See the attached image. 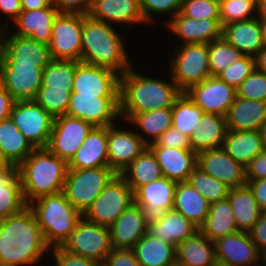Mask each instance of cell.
<instances>
[{
  "instance_id": "obj_6",
  "label": "cell",
  "mask_w": 266,
  "mask_h": 266,
  "mask_svg": "<svg viewBox=\"0 0 266 266\" xmlns=\"http://www.w3.org/2000/svg\"><path fill=\"white\" fill-rule=\"evenodd\" d=\"M117 175L109 166L94 169H68L63 193L83 216L108 183Z\"/></svg>"
},
{
  "instance_id": "obj_47",
  "label": "cell",
  "mask_w": 266,
  "mask_h": 266,
  "mask_svg": "<svg viewBox=\"0 0 266 266\" xmlns=\"http://www.w3.org/2000/svg\"><path fill=\"white\" fill-rule=\"evenodd\" d=\"M219 11L222 27L226 24L249 20L254 18V16L250 17L253 11L257 12V0H221Z\"/></svg>"
},
{
  "instance_id": "obj_35",
  "label": "cell",
  "mask_w": 266,
  "mask_h": 266,
  "mask_svg": "<svg viewBox=\"0 0 266 266\" xmlns=\"http://www.w3.org/2000/svg\"><path fill=\"white\" fill-rule=\"evenodd\" d=\"M222 148L244 167L264 150L259 131L228 130Z\"/></svg>"
},
{
  "instance_id": "obj_25",
  "label": "cell",
  "mask_w": 266,
  "mask_h": 266,
  "mask_svg": "<svg viewBox=\"0 0 266 266\" xmlns=\"http://www.w3.org/2000/svg\"><path fill=\"white\" fill-rule=\"evenodd\" d=\"M58 14L53 2L45 8L22 11L13 20L18 26L14 34L30 37L34 41L49 45L52 27Z\"/></svg>"
},
{
  "instance_id": "obj_30",
  "label": "cell",
  "mask_w": 266,
  "mask_h": 266,
  "mask_svg": "<svg viewBox=\"0 0 266 266\" xmlns=\"http://www.w3.org/2000/svg\"><path fill=\"white\" fill-rule=\"evenodd\" d=\"M88 15L105 23L113 21L130 24L145 21L140 0H93Z\"/></svg>"
},
{
  "instance_id": "obj_13",
  "label": "cell",
  "mask_w": 266,
  "mask_h": 266,
  "mask_svg": "<svg viewBox=\"0 0 266 266\" xmlns=\"http://www.w3.org/2000/svg\"><path fill=\"white\" fill-rule=\"evenodd\" d=\"M42 72L36 64L0 62V84L15 102L32 101L42 86Z\"/></svg>"
},
{
  "instance_id": "obj_14",
  "label": "cell",
  "mask_w": 266,
  "mask_h": 266,
  "mask_svg": "<svg viewBox=\"0 0 266 266\" xmlns=\"http://www.w3.org/2000/svg\"><path fill=\"white\" fill-rule=\"evenodd\" d=\"M92 128L90 123L67 114L55 117L46 148L68 163Z\"/></svg>"
},
{
  "instance_id": "obj_46",
  "label": "cell",
  "mask_w": 266,
  "mask_h": 266,
  "mask_svg": "<svg viewBox=\"0 0 266 266\" xmlns=\"http://www.w3.org/2000/svg\"><path fill=\"white\" fill-rule=\"evenodd\" d=\"M71 93L72 89H53L41 86L35 101L55 118L67 113Z\"/></svg>"
},
{
  "instance_id": "obj_42",
  "label": "cell",
  "mask_w": 266,
  "mask_h": 266,
  "mask_svg": "<svg viewBox=\"0 0 266 266\" xmlns=\"http://www.w3.org/2000/svg\"><path fill=\"white\" fill-rule=\"evenodd\" d=\"M76 66L77 61L53 59L43 68L42 86L72 89Z\"/></svg>"
},
{
  "instance_id": "obj_68",
  "label": "cell",
  "mask_w": 266,
  "mask_h": 266,
  "mask_svg": "<svg viewBox=\"0 0 266 266\" xmlns=\"http://www.w3.org/2000/svg\"><path fill=\"white\" fill-rule=\"evenodd\" d=\"M211 266H229L228 264L224 263V262H221V261H218V260H215Z\"/></svg>"
},
{
  "instance_id": "obj_48",
  "label": "cell",
  "mask_w": 266,
  "mask_h": 266,
  "mask_svg": "<svg viewBox=\"0 0 266 266\" xmlns=\"http://www.w3.org/2000/svg\"><path fill=\"white\" fill-rule=\"evenodd\" d=\"M256 69L255 57L243 55L222 71L218 77L237 89L240 84Z\"/></svg>"
},
{
  "instance_id": "obj_4",
  "label": "cell",
  "mask_w": 266,
  "mask_h": 266,
  "mask_svg": "<svg viewBox=\"0 0 266 266\" xmlns=\"http://www.w3.org/2000/svg\"><path fill=\"white\" fill-rule=\"evenodd\" d=\"M123 39L109 23L83 15L81 61L87 64L120 71L129 70Z\"/></svg>"
},
{
  "instance_id": "obj_18",
  "label": "cell",
  "mask_w": 266,
  "mask_h": 266,
  "mask_svg": "<svg viewBox=\"0 0 266 266\" xmlns=\"http://www.w3.org/2000/svg\"><path fill=\"white\" fill-rule=\"evenodd\" d=\"M120 75L84 62H77L72 93L80 95H119Z\"/></svg>"
},
{
  "instance_id": "obj_63",
  "label": "cell",
  "mask_w": 266,
  "mask_h": 266,
  "mask_svg": "<svg viewBox=\"0 0 266 266\" xmlns=\"http://www.w3.org/2000/svg\"><path fill=\"white\" fill-rule=\"evenodd\" d=\"M13 164L0 149V172L9 170Z\"/></svg>"
},
{
  "instance_id": "obj_59",
  "label": "cell",
  "mask_w": 266,
  "mask_h": 266,
  "mask_svg": "<svg viewBox=\"0 0 266 266\" xmlns=\"http://www.w3.org/2000/svg\"><path fill=\"white\" fill-rule=\"evenodd\" d=\"M14 103L10 93L0 84V122L10 117Z\"/></svg>"
},
{
  "instance_id": "obj_29",
  "label": "cell",
  "mask_w": 266,
  "mask_h": 266,
  "mask_svg": "<svg viewBox=\"0 0 266 266\" xmlns=\"http://www.w3.org/2000/svg\"><path fill=\"white\" fill-rule=\"evenodd\" d=\"M222 36L243 55L255 57L264 47L259 18L226 24Z\"/></svg>"
},
{
  "instance_id": "obj_38",
  "label": "cell",
  "mask_w": 266,
  "mask_h": 266,
  "mask_svg": "<svg viewBox=\"0 0 266 266\" xmlns=\"http://www.w3.org/2000/svg\"><path fill=\"white\" fill-rule=\"evenodd\" d=\"M199 230L213 242L239 231L228 197L210 204L209 214Z\"/></svg>"
},
{
  "instance_id": "obj_39",
  "label": "cell",
  "mask_w": 266,
  "mask_h": 266,
  "mask_svg": "<svg viewBox=\"0 0 266 266\" xmlns=\"http://www.w3.org/2000/svg\"><path fill=\"white\" fill-rule=\"evenodd\" d=\"M127 174L130 177H126ZM120 175L133 192L139 187L163 177L157 158L149 147L138 155Z\"/></svg>"
},
{
  "instance_id": "obj_56",
  "label": "cell",
  "mask_w": 266,
  "mask_h": 266,
  "mask_svg": "<svg viewBox=\"0 0 266 266\" xmlns=\"http://www.w3.org/2000/svg\"><path fill=\"white\" fill-rule=\"evenodd\" d=\"M246 181H254L266 178V151L263 150L255 156L245 167Z\"/></svg>"
},
{
  "instance_id": "obj_54",
  "label": "cell",
  "mask_w": 266,
  "mask_h": 266,
  "mask_svg": "<svg viewBox=\"0 0 266 266\" xmlns=\"http://www.w3.org/2000/svg\"><path fill=\"white\" fill-rule=\"evenodd\" d=\"M93 0H53L58 13L88 15Z\"/></svg>"
},
{
  "instance_id": "obj_7",
  "label": "cell",
  "mask_w": 266,
  "mask_h": 266,
  "mask_svg": "<svg viewBox=\"0 0 266 266\" xmlns=\"http://www.w3.org/2000/svg\"><path fill=\"white\" fill-rule=\"evenodd\" d=\"M58 248L92 259L101 265L112 250L109 228L92 223L83 217Z\"/></svg>"
},
{
  "instance_id": "obj_61",
  "label": "cell",
  "mask_w": 266,
  "mask_h": 266,
  "mask_svg": "<svg viewBox=\"0 0 266 266\" xmlns=\"http://www.w3.org/2000/svg\"><path fill=\"white\" fill-rule=\"evenodd\" d=\"M53 0H21L22 11L36 10L48 7Z\"/></svg>"
},
{
  "instance_id": "obj_19",
  "label": "cell",
  "mask_w": 266,
  "mask_h": 266,
  "mask_svg": "<svg viewBox=\"0 0 266 266\" xmlns=\"http://www.w3.org/2000/svg\"><path fill=\"white\" fill-rule=\"evenodd\" d=\"M197 166L230 189L246 185L245 167L229 156L223 148L197 153Z\"/></svg>"
},
{
  "instance_id": "obj_9",
  "label": "cell",
  "mask_w": 266,
  "mask_h": 266,
  "mask_svg": "<svg viewBox=\"0 0 266 266\" xmlns=\"http://www.w3.org/2000/svg\"><path fill=\"white\" fill-rule=\"evenodd\" d=\"M171 62V81L182 93L210 76L208 44H183Z\"/></svg>"
},
{
  "instance_id": "obj_8",
  "label": "cell",
  "mask_w": 266,
  "mask_h": 266,
  "mask_svg": "<svg viewBox=\"0 0 266 266\" xmlns=\"http://www.w3.org/2000/svg\"><path fill=\"white\" fill-rule=\"evenodd\" d=\"M134 203V192L117 174L94 200L83 217L100 226L110 227Z\"/></svg>"
},
{
  "instance_id": "obj_26",
  "label": "cell",
  "mask_w": 266,
  "mask_h": 266,
  "mask_svg": "<svg viewBox=\"0 0 266 266\" xmlns=\"http://www.w3.org/2000/svg\"><path fill=\"white\" fill-rule=\"evenodd\" d=\"M104 166H108L107 127H93L68 162V169H94Z\"/></svg>"
},
{
  "instance_id": "obj_60",
  "label": "cell",
  "mask_w": 266,
  "mask_h": 266,
  "mask_svg": "<svg viewBox=\"0 0 266 266\" xmlns=\"http://www.w3.org/2000/svg\"><path fill=\"white\" fill-rule=\"evenodd\" d=\"M0 10L15 20L22 12L21 0H0Z\"/></svg>"
},
{
  "instance_id": "obj_53",
  "label": "cell",
  "mask_w": 266,
  "mask_h": 266,
  "mask_svg": "<svg viewBox=\"0 0 266 266\" xmlns=\"http://www.w3.org/2000/svg\"><path fill=\"white\" fill-rule=\"evenodd\" d=\"M101 266H141L133 249H116L108 253Z\"/></svg>"
},
{
  "instance_id": "obj_3",
  "label": "cell",
  "mask_w": 266,
  "mask_h": 266,
  "mask_svg": "<svg viewBox=\"0 0 266 266\" xmlns=\"http://www.w3.org/2000/svg\"><path fill=\"white\" fill-rule=\"evenodd\" d=\"M68 163L47 148L35 149L18 165L25 202L63 192Z\"/></svg>"
},
{
  "instance_id": "obj_55",
  "label": "cell",
  "mask_w": 266,
  "mask_h": 266,
  "mask_svg": "<svg viewBox=\"0 0 266 266\" xmlns=\"http://www.w3.org/2000/svg\"><path fill=\"white\" fill-rule=\"evenodd\" d=\"M56 266H101L96 261L62 251L58 247L53 248Z\"/></svg>"
},
{
  "instance_id": "obj_62",
  "label": "cell",
  "mask_w": 266,
  "mask_h": 266,
  "mask_svg": "<svg viewBox=\"0 0 266 266\" xmlns=\"http://www.w3.org/2000/svg\"><path fill=\"white\" fill-rule=\"evenodd\" d=\"M256 70L266 74V47H263L255 56Z\"/></svg>"
},
{
  "instance_id": "obj_24",
  "label": "cell",
  "mask_w": 266,
  "mask_h": 266,
  "mask_svg": "<svg viewBox=\"0 0 266 266\" xmlns=\"http://www.w3.org/2000/svg\"><path fill=\"white\" fill-rule=\"evenodd\" d=\"M170 29L183 38L184 44L211 43L222 37L223 27L220 19H194L180 12L167 23Z\"/></svg>"
},
{
  "instance_id": "obj_69",
  "label": "cell",
  "mask_w": 266,
  "mask_h": 266,
  "mask_svg": "<svg viewBox=\"0 0 266 266\" xmlns=\"http://www.w3.org/2000/svg\"><path fill=\"white\" fill-rule=\"evenodd\" d=\"M1 33H2V27L0 26V47H1Z\"/></svg>"
},
{
  "instance_id": "obj_52",
  "label": "cell",
  "mask_w": 266,
  "mask_h": 266,
  "mask_svg": "<svg viewBox=\"0 0 266 266\" xmlns=\"http://www.w3.org/2000/svg\"><path fill=\"white\" fill-rule=\"evenodd\" d=\"M148 147L191 149L189 137L174 127L167 129L154 143H150Z\"/></svg>"
},
{
  "instance_id": "obj_37",
  "label": "cell",
  "mask_w": 266,
  "mask_h": 266,
  "mask_svg": "<svg viewBox=\"0 0 266 266\" xmlns=\"http://www.w3.org/2000/svg\"><path fill=\"white\" fill-rule=\"evenodd\" d=\"M228 199L239 231L248 232L263 212L247 185L229 190Z\"/></svg>"
},
{
  "instance_id": "obj_36",
  "label": "cell",
  "mask_w": 266,
  "mask_h": 266,
  "mask_svg": "<svg viewBox=\"0 0 266 266\" xmlns=\"http://www.w3.org/2000/svg\"><path fill=\"white\" fill-rule=\"evenodd\" d=\"M25 202L22 185L18 175V166L0 172V220L23 211Z\"/></svg>"
},
{
  "instance_id": "obj_2",
  "label": "cell",
  "mask_w": 266,
  "mask_h": 266,
  "mask_svg": "<svg viewBox=\"0 0 266 266\" xmlns=\"http://www.w3.org/2000/svg\"><path fill=\"white\" fill-rule=\"evenodd\" d=\"M181 94L174 81L168 84L129 69L120 76V116L130 120L135 114L173 107Z\"/></svg>"
},
{
  "instance_id": "obj_45",
  "label": "cell",
  "mask_w": 266,
  "mask_h": 266,
  "mask_svg": "<svg viewBox=\"0 0 266 266\" xmlns=\"http://www.w3.org/2000/svg\"><path fill=\"white\" fill-rule=\"evenodd\" d=\"M188 182L211 204L228 197L230 188L196 166Z\"/></svg>"
},
{
  "instance_id": "obj_65",
  "label": "cell",
  "mask_w": 266,
  "mask_h": 266,
  "mask_svg": "<svg viewBox=\"0 0 266 266\" xmlns=\"http://www.w3.org/2000/svg\"><path fill=\"white\" fill-rule=\"evenodd\" d=\"M261 31H262V40L264 47H266V19H259Z\"/></svg>"
},
{
  "instance_id": "obj_49",
  "label": "cell",
  "mask_w": 266,
  "mask_h": 266,
  "mask_svg": "<svg viewBox=\"0 0 266 266\" xmlns=\"http://www.w3.org/2000/svg\"><path fill=\"white\" fill-rule=\"evenodd\" d=\"M180 13L197 20L220 19L219 3L212 0H183Z\"/></svg>"
},
{
  "instance_id": "obj_64",
  "label": "cell",
  "mask_w": 266,
  "mask_h": 266,
  "mask_svg": "<svg viewBox=\"0 0 266 266\" xmlns=\"http://www.w3.org/2000/svg\"><path fill=\"white\" fill-rule=\"evenodd\" d=\"M257 12L259 19H266V0H257Z\"/></svg>"
},
{
  "instance_id": "obj_20",
  "label": "cell",
  "mask_w": 266,
  "mask_h": 266,
  "mask_svg": "<svg viewBox=\"0 0 266 266\" xmlns=\"http://www.w3.org/2000/svg\"><path fill=\"white\" fill-rule=\"evenodd\" d=\"M3 33L5 30L1 33L0 62L36 64L43 69L53 60L49 45L15 34L3 40Z\"/></svg>"
},
{
  "instance_id": "obj_5",
  "label": "cell",
  "mask_w": 266,
  "mask_h": 266,
  "mask_svg": "<svg viewBox=\"0 0 266 266\" xmlns=\"http://www.w3.org/2000/svg\"><path fill=\"white\" fill-rule=\"evenodd\" d=\"M28 207L35 214L46 244L49 247L53 245V248L58 247L67 235L74 231L78 221L83 217L70 204L63 192L41 196L33 200Z\"/></svg>"
},
{
  "instance_id": "obj_11",
  "label": "cell",
  "mask_w": 266,
  "mask_h": 266,
  "mask_svg": "<svg viewBox=\"0 0 266 266\" xmlns=\"http://www.w3.org/2000/svg\"><path fill=\"white\" fill-rule=\"evenodd\" d=\"M83 15L59 13L51 31L52 59L81 61Z\"/></svg>"
},
{
  "instance_id": "obj_16",
  "label": "cell",
  "mask_w": 266,
  "mask_h": 266,
  "mask_svg": "<svg viewBox=\"0 0 266 266\" xmlns=\"http://www.w3.org/2000/svg\"><path fill=\"white\" fill-rule=\"evenodd\" d=\"M176 185L177 182L162 177L134 192V203L143 209L147 224L161 220L167 210L173 209Z\"/></svg>"
},
{
  "instance_id": "obj_23",
  "label": "cell",
  "mask_w": 266,
  "mask_h": 266,
  "mask_svg": "<svg viewBox=\"0 0 266 266\" xmlns=\"http://www.w3.org/2000/svg\"><path fill=\"white\" fill-rule=\"evenodd\" d=\"M155 154L163 177L186 182L197 166V153L191 149L149 147Z\"/></svg>"
},
{
  "instance_id": "obj_43",
  "label": "cell",
  "mask_w": 266,
  "mask_h": 266,
  "mask_svg": "<svg viewBox=\"0 0 266 266\" xmlns=\"http://www.w3.org/2000/svg\"><path fill=\"white\" fill-rule=\"evenodd\" d=\"M137 124L154 143L167 129L172 127V107L135 114L130 120Z\"/></svg>"
},
{
  "instance_id": "obj_70",
  "label": "cell",
  "mask_w": 266,
  "mask_h": 266,
  "mask_svg": "<svg viewBox=\"0 0 266 266\" xmlns=\"http://www.w3.org/2000/svg\"><path fill=\"white\" fill-rule=\"evenodd\" d=\"M212 1H215V2H217V3H220L221 0H212Z\"/></svg>"
},
{
  "instance_id": "obj_27",
  "label": "cell",
  "mask_w": 266,
  "mask_h": 266,
  "mask_svg": "<svg viewBox=\"0 0 266 266\" xmlns=\"http://www.w3.org/2000/svg\"><path fill=\"white\" fill-rule=\"evenodd\" d=\"M225 120L228 130L259 131L266 123V102L236 96Z\"/></svg>"
},
{
  "instance_id": "obj_33",
  "label": "cell",
  "mask_w": 266,
  "mask_h": 266,
  "mask_svg": "<svg viewBox=\"0 0 266 266\" xmlns=\"http://www.w3.org/2000/svg\"><path fill=\"white\" fill-rule=\"evenodd\" d=\"M173 209L199 228L209 214L210 203L188 182H178Z\"/></svg>"
},
{
  "instance_id": "obj_44",
  "label": "cell",
  "mask_w": 266,
  "mask_h": 266,
  "mask_svg": "<svg viewBox=\"0 0 266 266\" xmlns=\"http://www.w3.org/2000/svg\"><path fill=\"white\" fill-rule=\"evenodd\" d=\"M208 50L210 76H218L229 65L243 56V54L229 44L223 36L208 43Z\"/></svg>"
},
{
  "instance_id": "obj_51",
  "label": "cell",
  "mask_w": 266,
  "mask_h": 266,
  "mask_svg": "<svg viewBox=\"0 0 266 266\" xmlns=\"http://www.w3.org/2000/svg\"><path fill=\"white\" fill-rule=\"evenodd\" d=\"M183 0H140V7L146 21H151V13H171L177 15L182 6Z\"/></svg>"
},
{
  "instance_id": "obj_31",
  "label": "cell",
  "mask_w": 266,
  "mask_h": 266,
  "mask_svg": "<svg viewBox=\"0 0 266 266\" xmlns=\"http://www.w3.org/2000/svg\"><path fill=\"white\" fill-rule=\"evenodd\" d=\"M227 131L224 116L204 113L198 127L189 136L191 150L199 153L204 150L222 148Z\"/></svg>"
},
{
  "instance_id": "obj_1",
  "label": "cell",
  "mask_w": 266,
  "mask_h": 266,
  "mask_svg": "<svg viewBox=\"0 0 266 266\" xmlns=\"http://www.w3.org/2000/svg\"><path fill=\"white\" fill-rule=\"evenodd\" d=\"M49 248L28 206L0 220V265L34 264Z\"/></svg>"
},
{
  "instance_id": "obj_50",
  "label": "cell",
  "mask_w": 266,
  "mask_h": 266,
  "mask_svg": "<svg viewBox=\"0 0 266 266\" xmlns=\"http://www.w3.org/2000/svg\"><path fill=\"white\" fill-rule=\"evenodd\" d=\"M237 97L266 102V74L254 70L236 89Z\"/></svg>"
},
{
  "instance_id": "obj_10",
  "label": "cell",
  "mask_w": 266,
  "mask_h": 266,
  "mask_svg": "<svg viewBox=\"0 0 266 266\" xmlns=\"http://www.w3.org/2000/svg\"><path fill=\"white\" fill-rule=\"evenodd\" d=\"M10 118L35 149L47 147L55 118L35 100L15 102Z\"/></svg>"
},
{
  "instance_id": "obj_58",
  "label": "cell",
  "mask_w": 266,
  "mask_h": 266,
  "mask_svg": "<svg viewBox=\"0 0 266 266\" xmlns=\"http://www.w3.org/2000/svg\"><path fill=\"white\" fill-rule=\"evenodd\" d=\"M246 185L250 188L262 211H266V178L247 181Z\"/></svg>"
},
{
  "instance_id": "obj_22",
  "label": "cell",
  "mask_w": 266,
  "mask_h": 266,
  "mask_svg": "<svg viewBox=\"0 0 266 266\" xmlns=\"http://www.w3.org/2000/svg\"><path fill=\"white\" fill-rule=\"evenodd\" d=\"M148 224L143 209L133 203L109 227L112 248L133 249L135 244L147 233Z\"/></svg>"
},
{
  "instance_id": "obj_15",
  "label": "cell",
  "mask_w": 266,
  "mask_h": 266,
  "mask_svg": "<svg viewBox=\"0 0 266 266\" xmlns=\"http://www.w3.org/2000/svg\"><path fill=\"white\" fill-rule=\"evenodd\" d=\"M204 113L226 116L237 96L236 89L218 76H209L184 92Z\"/></svg>"
},
{
  "instance_id": "obj_28",
  "label": "cell",
  "mask_w": 266,
  "mask_h": 266,
  "mask_svg": "<svg viewBox=\"0 0 266 266\" xmlns=\"http://www.w3.org/2000/svg\"><path fill=\"white\" fill-rule=\"evenodd\" d=\"M199 227L174 209L167 210L161 220L148 224L147 233L172 244H178L193 236Z\"/></svg>"
},
{
  "instance_id": "obj_40",
  "label": "cell",
  "mask_w": 266,
  "mask_h": 266,
  "mask_svg": "<svg viewBox=\"0 0 266 266\" xmlns=\"http://www.w3.org/2000/svg\"><path fill=\"white\" fill-rule=\"evenodd\" d=\"M0 149L17 166L35 150L10 117L0 122Z\"/></svg>"
},
{
  "instance_id": "obj_57",
  "label": "cell",
  "mask_w": 266,
  "mask_h": 266,
  "mask_svg": "<svg viewBox=\"0 0 266 266\" xmlns=\"http://www.w3.org/2000/svg\"><path fill=\"white\" fill-rule=\"evenodd\" d=\"M248 233L258 251L266 248V211L261 213L260 218L256 221Z\"/></svg>"
},
{
  "instance_id": "obj_66",
  "label": "cell",
  "mask_w": 266,
  "mask_h": 266,
  "mask_svg": "<svg viewBox=\"0 0 266 266\" xmlns=\"http://www.w3.org/2000/svg\"><path fill=\"white\" fill-rule=\"evenodd\" d=\"M259 132L263 143V149L266 151V123L261 127Z\"/></svg>"
},
{
  "instance_id": "obj_67",
  "label": "cell",
  "mask_w": 266,
  "mask_h": 266,
  "mask_svg": "<svg viewBox=\"0 0 266 266\" xmlns=\"http://www.w3.org/2000/svg\"><path fill=\"white\" fill-rule=\"evenodd\" d=\"M259 252H261V253H259V258L263 259L265 262V265H266V248L260 250ZM261 254H262V256H261ZM261 266H263V265H261Z\"/></svg>"
},
{
  "instance_id": "obj_41",
  "label": "cell",
  "mask_w": 266,
  "mask_h": 266,
  "mask_svg": "<svg viewBox=\"0 0 266 266\" xmlns=\"http://www.w3.org/2000/svg\"><path fill=\"white\" fill-rule=\"evenodd\" d=\"M204 112L185 93H182L172 107V127L188 137L198 127Z\"/></svg>"
},
{
  "instance_id": "obj_21",
  "label": "cell",
  "mask_w": 266,
  "mask_h": 266,
  "mask_svg": "<svg viewBox=\"0 0 266 266\" xmlns=\"http://www.w3.org/2000/svg\"><path fill=\"white\" fill-rule=\"evenodd\" d=\"M215 243V258L229 266L254 265L258 263L259 251L249 233L238 231L218 238Z\"/></svg>"
},
{
  "instance_id": "obj_34",
  "label": "cell",
  "mask_w": 266,
  "mask_h": 266,
  "mask_svg": "<svg viewBox=\"0 0 266 266\" xmlns=\"http://www.w3.org/2000/svg\"><path fill=\"white\" fill-rule=\"evenodd\" d=\"M133 251L141 266L176 265V248L148 233L135 244Z\"/></svg>"
},
{
  "instance_id": "obj_17",
  "label": "cell",
  "mask_w": 266,
  "mask_h": 266,
  "mask_svg": "<svg viewBox=\"0 0 266 266\" xmlns=\"http://www.w3.org/2000/svg\"><path fill=\"white\" fill-rule=\"evenodd\" d=\"M114 127V124L107 127L108 166L120 174L150 142L137 133Z\"/></svg>"
},
{
  "instance_id": "obj_32",
  "label": "cell",
  "mask_w": 266,
  "mask_h": 266,
  "mask_svg": "<svg viewBox=\"0 0 266 266\" xmlns=\"http://www.w3.org/2000/svg\"><path fill=\"white\" fill-rule=\"evenodd\" d=\"M215 260V243L200 230L176 247L178 266H211Z\"/></svg>"
},
{
  "instance_id": "obj_12",
  "label": "cell",
  "mask_w": 266,
  "mask_h": 266,
  "mask_svg": "<svg viewBox=\"0 0 266 266\" xmlns=\"http://www.w3.org/2000/svg\"><path fill=\"white\" fill-rule=\"evenodd\" d=\"M67 115L80 118L93 127L113 125L120 116L119 95H80L71 93Z\"/></svg>"
}]
</instances>
